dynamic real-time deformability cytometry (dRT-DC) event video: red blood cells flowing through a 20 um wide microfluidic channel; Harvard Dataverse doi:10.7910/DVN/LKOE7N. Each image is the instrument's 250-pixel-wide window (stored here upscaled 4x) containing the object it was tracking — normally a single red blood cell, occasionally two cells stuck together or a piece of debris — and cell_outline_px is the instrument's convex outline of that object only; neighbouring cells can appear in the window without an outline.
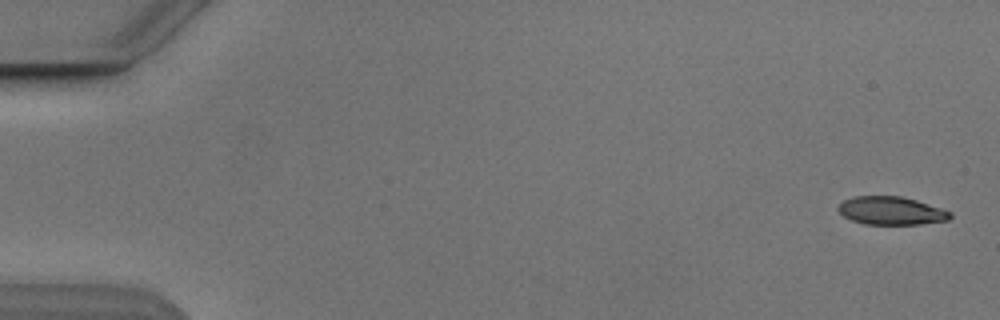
{"species": "Egyptian fruit bat (a non-hibernating species)", "species_latin": "Rousettus aegyptiacus", "temperature_condition": "cold", "stored_images_in_passage": 7, "camera_frame_rate_fps": 3000, "um_per_image_px": 0.085, "animal": {"sex": "male"}, "frame": {"image": 1, "passage_image": 1, "time_ms": 0.0, "image_size_px": [1000, 320], "cell_outline_px": [[952, 216], [948, 220], [920, 224], [864, 224], [852, 220], [844, 216], [836, 208], [844, 200], [856, 196], [900, 196], [916, 200], [952, 212]], "centroid_in_image_um": [75.75, 17.91], "position_along_channel_um": 9.2, "area_um2": 18.21}}
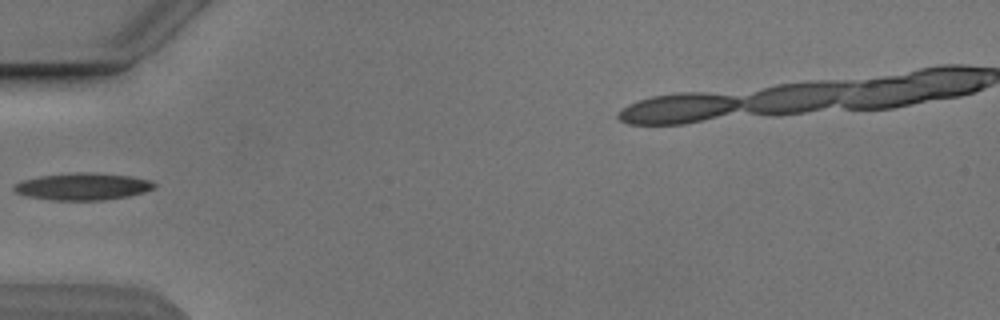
{"frame": {"image": 2, "passage_image": 5, "time_ms": 5.667, "image_size_px": [1000, 320], "cell_outline_px": [[156, 188], [144, 192], [128, 196], [104, 200], [52, 200], [24, 196], [16, 192], [12, 188], [20, 180], [40, 176], [76, 172], [96, 172], [132, 176], [148, 180], [156, 184]], "centroid_in_image_um": [7.03, 15.85], "position_along_channel_um": 78.0, "area_um2": 22.31}}
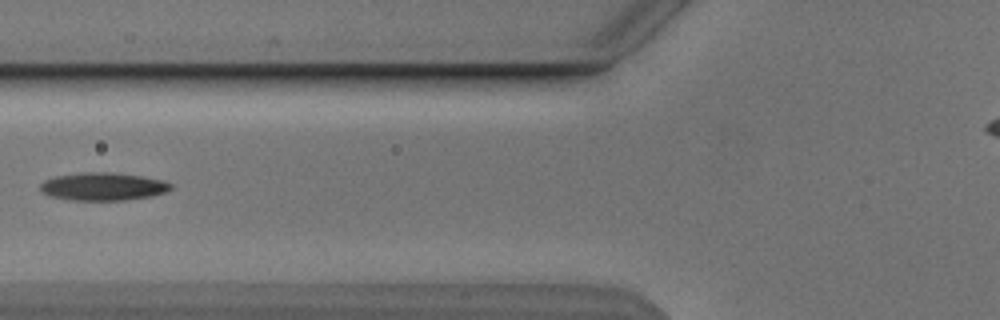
{"frame": {"image": 3, "passage_image": 6, "time_ms": 6.667, "image_size_px": [1000, 320], "cell_outline_px": [[172, 188], [164, 192], [152, 196], [124, 200], [72, 200], [48, 196], [40, 192], [40, 184], [44, 180], [56, 176], [80, 172], [112, 172], [140, 176], [164, 180], [172, 184]], "centroid_in_image_um": [8.72, 15.85], "position_along_channel_um": 117.1, "area_um2": 21.33}}